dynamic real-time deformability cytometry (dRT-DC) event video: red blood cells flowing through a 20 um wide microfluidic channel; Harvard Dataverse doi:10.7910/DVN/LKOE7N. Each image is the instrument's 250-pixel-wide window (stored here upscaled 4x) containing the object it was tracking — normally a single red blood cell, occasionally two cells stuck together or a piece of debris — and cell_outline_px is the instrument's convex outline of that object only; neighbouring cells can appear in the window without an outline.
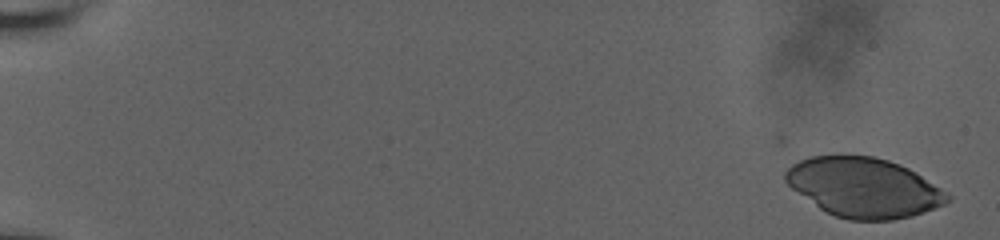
{"species": "human", "species_latin": "Homo sapiens", "temperature_condition": "room temperature", "stored_images_in_passage": 16, "camera_frame_rate_fps": 3000, "um_per_image_px": 0.085, "donor": {"sex": "male"}, "frame": {"image": 1, "passage_image": 1, "time_ms": 0.0, "image_size_px": [1000, 240], "cell_outline_px": [[952, 200], [944, 204], [924, 212], [912, 216], [892, 220], [848, 220], [836, 216], [820, 208], [792, 188], [784, 180], [784, 172], [792, 164], [800, 160], [812, 156], [840, 152], [872, 156], [888, 160], [900, 164], [908, 168], [940, 188], [952, 196]], "centroid_in_image_um": [73.4, 15.9], "position_along_channel_um": 11.6, "area_um2": 56.59}}